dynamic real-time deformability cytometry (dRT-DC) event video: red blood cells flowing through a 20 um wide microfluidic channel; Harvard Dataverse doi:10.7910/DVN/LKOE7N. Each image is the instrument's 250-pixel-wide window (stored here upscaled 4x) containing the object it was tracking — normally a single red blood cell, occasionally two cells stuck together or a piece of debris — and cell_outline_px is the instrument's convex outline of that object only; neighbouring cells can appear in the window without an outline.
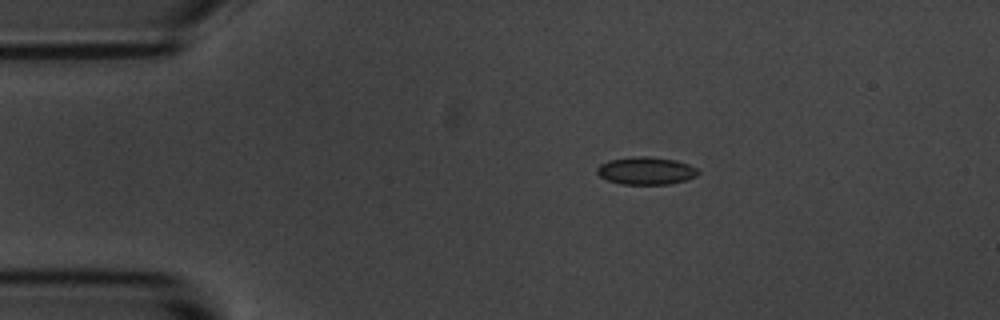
{"species": "common noctule bat (a hibernating species)", "species_latin": "Nyctalus noctula", "temperature_condition": "room temperature", "stored_images_in_passage": 45, "camera_frame_rate_fps": 3000, "um_per_image_px": 0.085, "animal": {"sex": "male", "body_mass_g": 20.1, "forearm_length_mm": 53.5}, "frame": {"image": 1, "passage_image": 1, "time_ms": 0.0, "image_size_px": [1000, 320], "cell_outline_px": [[700, 172], [696, 176], [688, 180], [668, 184], [620, 184], [608, 180], [600, 176], [596, 172], [596, 168], [600, 164], [608, 160], [632, 156], [648, 156], [676, 160], [688, 164], [696, 168]], "centroid_in_image_um": [54.9, 14.51], "position_along_channel_um": 30.1, "area_um2": 16.42}}
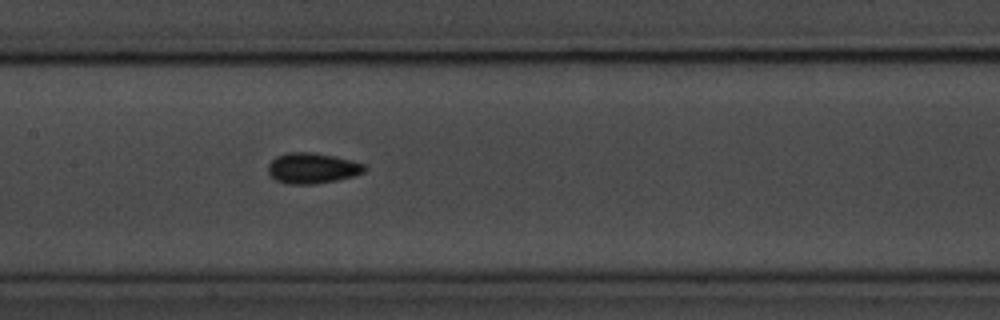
{"frame": {"image": 2, "passage_image": 17, "time_ms": 5.333, "image_size_px": [1000, 320], "cell_outline_px": [[368, 168], [364, 172], [352, 176], [336, 180], [316, 184], [284, 184], [276, 180], [268, 172], [268, 164], [276, 156], [288, 152], [312, 152], [352, 160], [364, 164]], "centroid_in_image_um": [26.53, 14.3], "position_along_channel_um": 180.9, "area_um2": 17.22}}
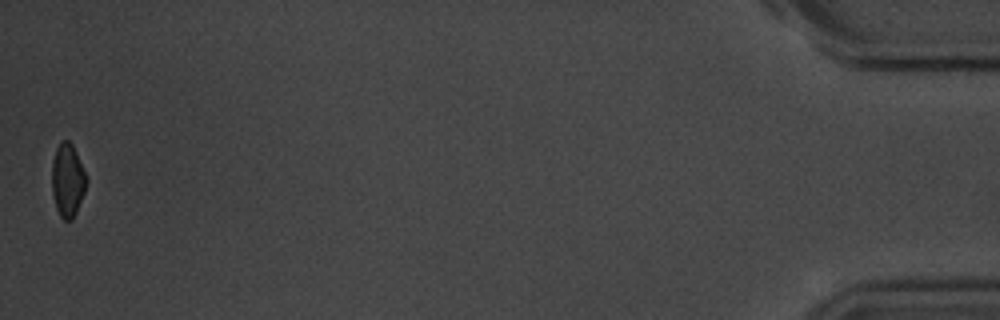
{"frame": {"image": 3, "passage_image": 45, "time_ms": 14.667, "image_size_px": [1000, 320], "cell_outline_px": [[88, 180], [84, 192], [76, 212], [72, 220], [64, 220], [60, 216], [56, 208], [52, 196], [52, 160], [56, 148], [60, 140], [68, 140], [72, 144]], "centroid_in_image_um": [5.73, 15.32], "position_along_channel_um": 429.5, "area_um2": 14.74}, "authors_computed_cell_mechanics": {"area_um2": 16.1262, "velocity_mm_per_s": 3.6865, "shape_relaxation_time_tau1_ms": 3.0466, "shape_relaxation_time_tau2_ms": 4.1106, "deformation_change_tau1": 0.064, "deformation_change_tau2": 0.066}}